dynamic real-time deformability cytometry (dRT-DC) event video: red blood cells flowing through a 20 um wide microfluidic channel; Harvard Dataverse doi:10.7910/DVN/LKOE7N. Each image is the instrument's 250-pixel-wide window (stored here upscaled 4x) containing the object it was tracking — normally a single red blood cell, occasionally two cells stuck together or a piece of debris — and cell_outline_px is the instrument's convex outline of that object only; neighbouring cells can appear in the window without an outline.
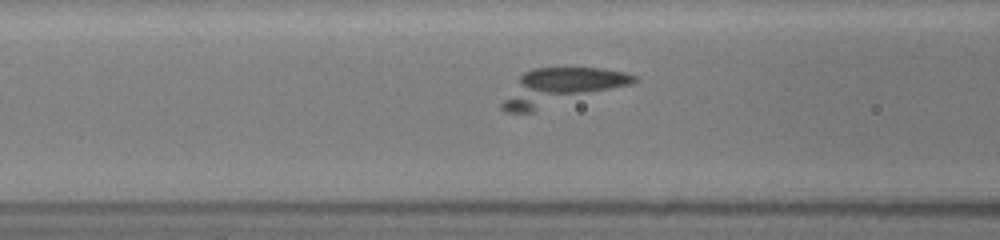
{"species": "common noctule bat (a hibernating species)", "species_latin": "Nyctalus noctula", "temperature_condition": "room temperature", "stored_images_in_passage": 20, "segment_of_instrument_passage": [1, 2], "camera_frame_rate_fps": 3000, "um_per_image_px": 0.085, "animal": {"sex": "female", "body_mass_g": 19.5, "forearm_length_mm": 54.1}, "frame": {"image": 1, "passage_image": 12, "time_ms": 3.0, "image_size_px": [1000, 240], "cell_outline_px": [[640, 80], [632, 84], [532, 112], [504, 112], [500, 108], [500, 104], [520, 76], [524, 72], [532, 68], [604, 68], [624, 72], [636, 76]], "centroid_in_image_um": [47.68, 7.39], "position_along_channel_um": 118.9, "area_um2": 28.03}}
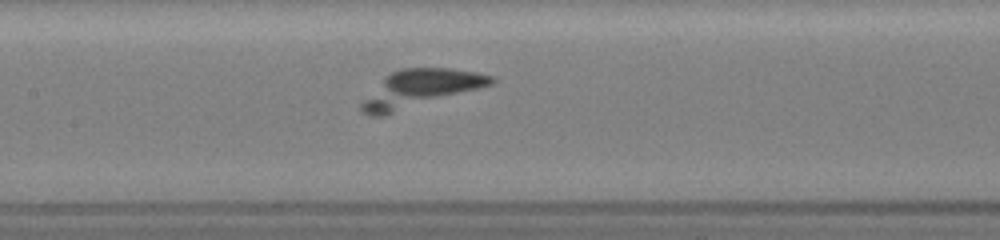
{"frame": {"image": 2, "passage_image": 16, "time_ms": 4.333, "image_size_px": [1000, 240], "cell_outline_px": [[496, 80], [492, 84], [480, 88], [384, 116], [372, 116], [360, 112], [360, 104], [384, 76], [400, 68], [452, 68], [476, 72], [496, 76]], "centroid_in_image_um": [35.71, 7.53], "position_along_channel_um": 171.7, "area_um2": 28.21}}
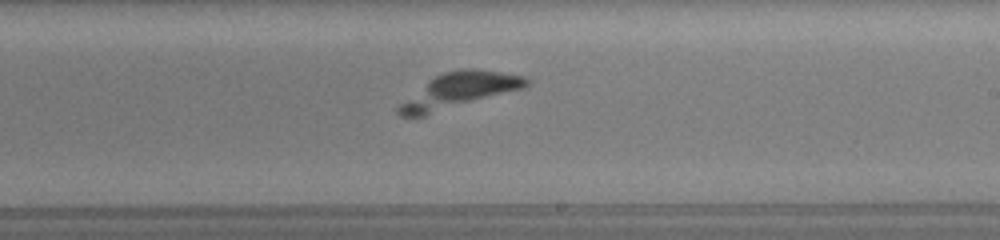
{"frame": {"image": 3, "passage_image": 19, "time_ms": 6.333, "image_size_px": [1000, 240], "cell_outline_px": [[532, 84], [524, 88], [424, 116], [400, 116], [396, 112], [396, 108], [400, 104], [428, 80], [444, 72], [464, 68], [472, 68], [528, 76], [532, 80]], "centroid_in_image_um": [39.08, 7.68], "position_along_channel_um": 249.9, "area_um2": 26.18}}